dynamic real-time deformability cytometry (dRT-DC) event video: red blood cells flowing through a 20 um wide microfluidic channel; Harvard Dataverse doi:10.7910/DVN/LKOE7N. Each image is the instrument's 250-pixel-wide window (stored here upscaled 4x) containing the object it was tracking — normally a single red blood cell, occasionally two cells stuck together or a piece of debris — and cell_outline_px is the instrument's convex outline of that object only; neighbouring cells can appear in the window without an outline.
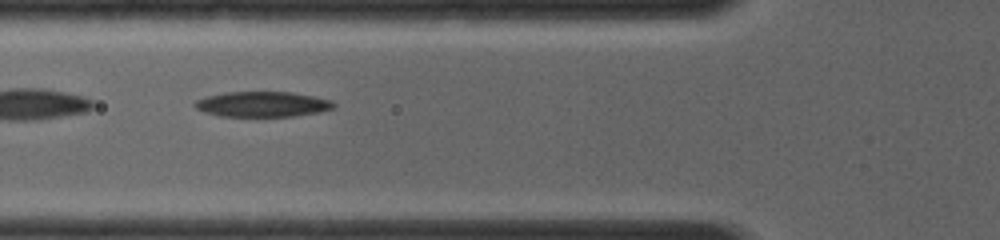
{"species": "common noctule bat (a hibernating species)", "species_latin": "Nyctalus noctula", "temperature_condition": "room temperature", "stored_images_in_passage": 12, "camera_frame_rate_fps": 4000, "um_per_image_px": 0.085, "animal": {"sex": "female", "body_mass_g": 19.0, "forearm_length_mm": 56.7}, "frame": {"image": 1, "passage_image": 4, "time_ms": 1.25, "image_size_px": [1000, 240], "cell_outline_px": [[336, 104], [332, 108], [320, 112], [292, 116], [220, 116], [204, 112], [196, 108], [192, 104], [196, 100], [208, 96], [224, 92], [292, 92], [332, 100]], "centroid_in_image_um": [22.29, 8.85], "position_along_channel_um": 103.5, "area_um2": 20.4}}
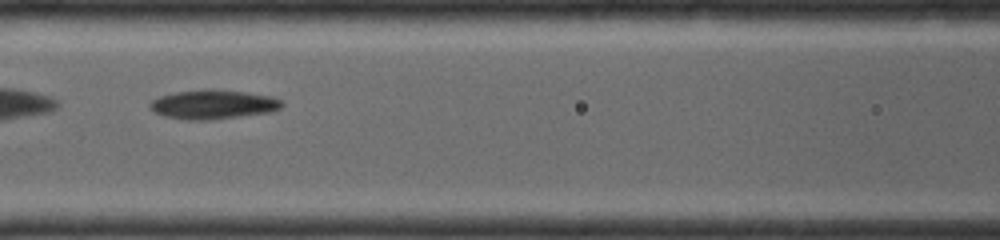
{"frame": {"image": 2, "passage_image": 6, "time_ms": 2.25, "image_size_px": [1000, 240], "cell_outline_px": [[284, 104], [280, 108], [268, 112], [212, 120], [188, 120], [164, 116], [152, 112], [148, 108], [148, 104], [152, 100], [160, 96], [176, 92], [204, 88], [212, 88], [244, 92], [268, 96], [280, 100]], "centroid_in_image_um": [18.03, 8.87], "position_along_channel_um": 148.6, "area_um2": 22.54}}
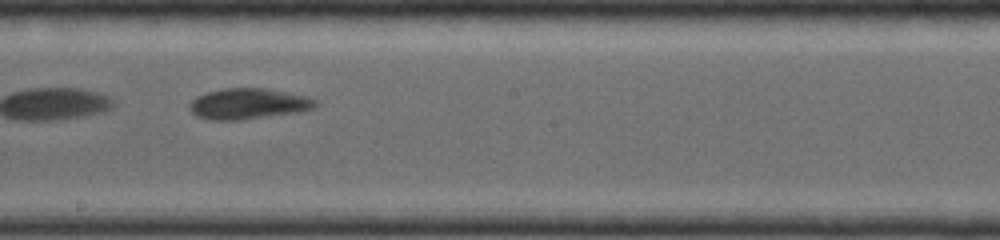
{"frame": {"image": 3, "passage_image": 10, "time_ms": 4.0, "image_size_px": [1000, 240], "cell_outline_px": [[316, 104], [312, 108], [300, 112], [240, 120], [208, 120], [196, 116], [188, 108], [188, 104], [196, 96], [208, 92], [224, 88], [264, 88], [308, 96], [316, 100]], "centroid_in_image_um": [21.07, 8.82], "position_along_channel_um": 227.1, "area_um2": 22.66}}